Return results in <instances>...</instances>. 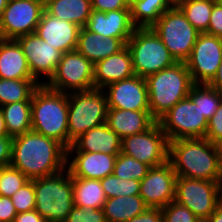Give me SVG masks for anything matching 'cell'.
<instances>
[{
    "label": "cell",
    "instance_id": "6da1fadb",
    "mask_svg": "<svg viewBox=\"0 0 222 222\" xmlns=\"http://www.w3.org/2000/svg\"><path fill=\"white\" fill-rule=\"evenodd\" d=\"M67 148L34 131L13 138L10 165L29 180L56 174L66 168Z\"/></svg>",
    "mask_w": 222,
    "mask_h": 222
},
{
    "label": "cell",
    "instance_id": "7a4b0ae2",
    "mask_svg": "<svg viewBox=\"0 0 222 222\" xmlns=\"http://www.w3.org/2000/svg\"><path fill=\"white\" fill-rule=\"evenodd\" d=\"M168 161L179 177L219 182L222 175L220 146L206 138L169 141Z\"/></svg>",
    "mask_w": 222,
    "mask_h": 222
},
{
    "label": "cell",
    "instance_id": "3957f363",
    "mask_svg": "<svg viewBox=\"0 0 222 222\" xmlns=\"http://www.w3.org/2000/svg\"><path fill=\"white\" fill-rule=\"evenodd\" d=\"M32 131L69 148L68 94L39 85L31 97Z\"/></svg>",
    "mask_w": 222,
    "mask_h": 222
},
{
    "label": "cell",
    "instance_id": "277c9868",
    "mask_svg": "<svg viewBox=\"0 0 222 222\" xmlns=\"http://www.w3.org/2000/svg\"><path fill=\"white\" fill-rule=\"evenodd\" d=\"M145 79L150 113L156 121L180 100L187 98L194 85L186 63L183 62H177Z\"/></svg>",
    "mask_w": 222,
    "mask_h": 222
},
{
    "label": "cell",
    "instance_id": "5b68a950",
    "mask_svg": "<svg viewBox=\"0 0 222 222\" xmlns=\"http://www.w3.org/2000/svg\"><path fill=\"white\" fill-rule=\"evenodd\" d=\"M35 210L47 222H64L74 207L73 181L67 168L34 179Z\"/></svg>",
    "mask_w": 222,
    "mask_h": 222
},
{
    "label": "cell",
    "instance_id": "8992f818",
    "mask_svg": "<svg viewBox=\"0 0 222 222\" xmlns=\"http://www.w3.org/2000/svg\"><path fill=\"white\" fill-rule=\"evenodd\" d=\"M107 97L102 89L68 94L69 147L87 130L107 122Z\"/></svg>",
    "mask_w": 222,
    "mask_h": 222
},
{
    "label": "cell",
    "instance_id": "52a82bcc",
    "mask_svg": "<svg viewBox=\"0 0 222 222\" xmlns=\"http://www.w3.org/2000/svg\"><path fill=\"white\" fill-rule=\"evenodd\" d=\"M126 46L134 74L139 77L146 78L177 63L152 28H136Z\"/></svg>",
    "mask_w": 222,
    "mask_h": 222
},
{
    "label": "cell",
    "instance_id": "ba28073f",
    "mask_svg": "<svg viewBox=\"0 0 222 222\" xmlns=\"http://www.w3.org/2000/svg\"><path fill=\"white\" fill-rule=\"evenodd\" d=\"M151 28L176 62L183 63L189 58L200 33L177 5L167 10Z\"/></svg>",
    "mask_w": 222,
    "mask_h": 222
},
{
    "label": "cell",
    "instance_id": "9c48e42d",
    "mask_svg": "<svg viewBox=\"0 0 222 222\" xmlns=\"http://www.w3.org/2000/svg\"><path fill=\"white\" fill-rule=\"evenodd\" d=\"M157 122L169 141L206 137L208 120L189 96L176 103Z\"/></svg>",
    "mask_w": 222,
    "mask_h": 222
},
{
    "label": "cell",
    "instance_id": "30bf717a",
    "mask_svg": "<svg viewBox=\"0 0 222 222\" xmlns=\"http://www.w3.org/2000/svg\"><path fill=\"white\" fill-rule=\"evenodd\" d=\"M45 85L66 94L94 89V64L76 50L63 53Z\"/></svg>",
    "mask_w": 222,
    "mask_h": 222
},
{
    "label": "cell",
    "instance_id": "8fae6325",
    "mask_svg": "<svg viewBox=\"0 0 222 222\" xmlns=\"http://www.w3.org/2000/svg\"><path fill=\"white\" fill-rule=\"evenodd\" d=\"M174 201L197 218L208 219L220 206L218 182L177 176Z\"/></svg>",
    "mask_w": 222,
    "mask_h": 222
},
{
    "label": "cell",
    "instance_id": "7c38bea8",
    "mask_svg": "<svg viewBox=\"0 0 222 222\" xmlns=\"http://www.w3.org/2000/svg\"><path fill=\"white\" fill-rule=\"evenodd\" d=\"M121 153L149 167L159 166L168 161L169 140L156 122L143 133L123 138Z\"/></svg>",
    "mask_w": 222,
    "mask_h": 222
},
{
    "label": "cell",
    "instance_id": "4fadbf2b",
    "mask_svg": "<svg viewBox=\"0 0 222 222\" xmlns=\"http://www.w3.org/2000/svg\"><path fill=\"white\" fill-rule=\"evenodd\" d=\"M44 12L40 0H9L0 16L2 39H17L35 33Z\"/></svg>",
    "mask_w": 222,
    "mask_h": 222
},
{
    "label": "cell",
    "instance_id": "5bb4252c",
    "mask_svg": "<svg viewBox=\"0 0 222 222\" xmlns=\"http://www.w3.org/2000/svg\"><path fill=\"white\" fill-rule=\"evenodd\" d=\"M222 62V43L219 36L199 33L186 66L194 84H208Z\"/></svg>",
    "mask_w": 222,
    "mask_h": 222
},
{
    "label": "cell",
    "instance_id": "9a60e30c",
    "mask_svg": "<svg viewBox=\"0 0 222 222\" xmlns=\"http://www.w3.org/2000/svg\"><path fill=\"white\" fill-rule=\"evenodd\" d=\"M16 40L22 47L32 77L40 85H45L54 75L63 53L36 33L20 36Z\"/></svg>",
    "mask_w": 222,
    "mask_h": 222
},
{
    "label": "cell",
    "instance_id": "2e32d148",
    "mask_svg": "<svg viewBox=\"0 0 222 222\" xmlns=\"http://www.w3.org/2000/svg\"><path fill=\"white\" fill-rule=\"evenodd\" d=\"M177 175L169 161L150 167L140 181L139 195L150 208H163L175 200Z\"/></svg>",
    "mask_w": 222,
    "mask_h": 222
},
{
    "label": "cell",
    "instance_id": "e0dca14e",
    "mask_svg": "<svg viewBox=\"0 0 222 222\" xmlns=\"http://www.w3.org/2000/svg\"><path fill=\"white\" fill-rule=\"evenodd\" d=\"M107 97L108 108L131 111H150L148 87L144 77L134 75L102 89Z\"/></svg>",
    "mask_w": 222,
    "mask_h": 222
},
{
    "label": "cell",
    "instance_id": "ac0fdd59",
    "mask_svg": "<svg viewBox=\"0 0 222 222\" xmlns=\"http://www.w3.org/2000/svg\"><path fill=\"white\" fill-rule=\"evenodd\" d=\"M80 29L77 24L56 18L44 10L35 33L51 46L66 53L76 50Z\"/></svg>",
    "mask_w": 222,
    "mask_h": 222
},
{
    "label": "cell",
    "instance_id": "d6986e66",
    "mask_svg": "<svg viewBox=\"0 0 222 222\" xmlns=\"http://www.w3.org/2000/svg\"><path fill=\"white\" fill-rule=\"evenodd\" d=\"M85 28L105 38H119L125 44L136 29L131 20L130 9L112 10L108 12L92 10Z\"/></svg>",
    "mask_w": 222,
    "mask_h": 222
},
{
    "label": "cell",
    "instance_id": "ffe728a7",
    "mask_svg": "<svg viewBox=\"0 0 222 222\" xmlns=\"http://www.w3.org/2000/svg\"><path fill=\"white\" fill-rule=\"evenodd\" d=\"M116 157L101 152H67L66 168L71 177L100 180L113 173Z\"/></svg>",
    "mask_w": 222,
    "mask_h": 222
},
{
    "label": "cell",
    "instance_id": "44dd1931",
    "mask_svg": "<svg viewBox=\"0 0 222 222\" xmlns=\"http://www.w3.org/2000/svg\"><path fill=\"white\" fill-rule=\"evenodd\" d=\"M121 143L122 139L104 123L80 135L67 152H101L117 156L121 152Z\"/></svg>",
    "mask_w": 222,
    "mask_h": 222
},
{
    "label": "cell",
    "instance_id": "7402d4cb",
    "mask_svg": "<svg viewBox=\"0 0 222 222\" xmlns=\"http://www.w3.org/2000/svg\"><path fill=\"white\" fill-rule=\"evenodd\" d=\"M134 75L132 57L127 46L94 64V86L97 89Z\"/></svg>",
    "mask_w": 222,
    "mask_h": 222
},
{
    "label": "cell",
    "instance_id": "603a6c76",
    "mask_svg": "<svg viewBox=\"0 0 222 222\" xmlns=\"http://www.w3.org/2000/svg\"><path fill=\"white\" fill-rule=\"evenodd\" d=\"M157 121L150 111H131L108 108L107 124L121 139L143 133L150 129Z\"/></svg>",
    "mask_w": 222,
    "mask_h": 222
},
{
    "label": "cell",
    "instance_id": "cb8c5ba5",
    "mask_svg": "<svg viewBox=\"0 0 222 222\" xmlns=\"http://www.w3.org/2000/svg\"><path fill=\"white\" fill-rule=\"evenodd\" d=\"M126 44L119 38L107 37L92 33L81 27L77 40L76 51L93 64L122 50Z\"/></svg>",
    "mask_w": 222,
    "mask_h": 222
},
{
    "label": "cell",
    "instance_id": "d4e9b609",
    "mask_svg": "<svg viewBox=\"0 0 222 222\" xmlns=\"http://www.w3.org/2000/svg\"><path fill=\"white\" fill-rule=\"evenodd\" d=\"M0 78L34 79L22 47L15 39L0 38Z\"/></svg>",
    "mask_w": 222,
    "mask_h": 222
},
{
    "label": "cell",
    "instance_id": "484cf974",
    "mask_svg": "<svg viewBox=\"0 0 222 222\" xmlns=\"http://www.w3.org/2000/svg\"><path fill=\"white\" fill-rule=\"evenodd\" d=\"M148 206L140 195L108 198L103 206L106 222H126L143 213Z\"/></svg>",
    "mask_w": 222,
    "mask_h": 222
},
{
    "label": "cell",
    "instance_id": "4316f807",
    "mask_svg": "<svg viewBox=\"0 0 222 222\" xmlns=\"http://www.w3.org/2000/svg\"><path fill=\"white\" fill-rule=\"evenodd\" d=\"M44 10L59 19L85 27L92 11L91 0H53Z\"/></svg>",
    "mask_w": 222,
    "mask_h": 222
},
{
    "label": "cell",
    "instance_id": "83f0119b",
    "mask_svg": "<svg viewBox=\"0 0 222 222\" xmlns=\"http://www.w3.org/2000/svg\"><path fill=\"white\" fill-rule=\"evenodd\" d=\"M74 206L79 208L101 209L107 200L98 179L72 177Z\"/></svg>",
    "mask_w": 222,
    "mask_h": 222
},
{
    "label": "cell",
    "instance_id": "f1b7e54d",
    "mask_svg": "<svg viewBox=\"0 0 222 222\" xmlns=\"http://www.w3.org/2000/svg\"><path fill=\"white\" fill-rule=\"evenodd\" d=\"M174 4L170 0H139L130 6L136 28H151Z\"/></svg>",
    "mask_w": 222,
    "mask_h": 222
},
{
    "label": "cell",
    "instance_id": "f546056e",
    "mask_svg": "<svg viewBox=\"0 0 222 222\" xmlns=\"http://www.w3.org/2000/svg\"><path fill=\"white\" fill-rule=\"evenodd\" d=\"M8 136L14 138L31 131V101H21L0 106Z\"/></svg>",
    "mask_w": 222,
    "mask_h": 222
},
{
    "label": "cell",
    "instance_id": "4dcf8cb0",
    "mask_svg": "<svg viewBox=\"0 0 222 222\" xmlns=\"http://www.w3.org/2000/svg\"><path fill=\"white\" fill-rule=\"evenodd\" d=\"M40 84L35 79L0 78V106L21 101H31Z\"/></svg>",
    "mask_w": 222,
    "mask_h": 222
},
{
    "label": "cell",
    "instance_id": "1f68e13d",
    "mask_svg": "<svg viewBox=\"0 0 222 222\" xmlns=\"http://www.w3.org/2000/svg\"><path fill=\"white\" fill-rule=\"evenodd\" d=\"M215 3L216 0H179L176 5L197 31L205 33Z\"/></svg>",
    "mask_w": 222,
    "mask_h": 222
},
{
    "label": "cell",
    "instance_id": "d6a6232c",
    "mask_svg": "<svg viewBox=\"0 0 222 222\" xmlns=\"http://www.w3.org/2000/svg\"><path fill=\"white\" fill-rule=\"evenodd\" d=\"M189 97L200 107L205 118L210 120L218 109L222 93L208 84H194Z\"/></svg>",
    "mask_w": 222,
    "mask_h": 222
},
{
    "label": "cell",
    "instance_id": "836d02e7",
    "mask_svg": "<svg viewBox=\"0 0 222 222\" xmlns=\"http://www.w3.org/2000/svg\"><path fill=\"white\" fill-rule=\"evenodd\" d=\"M149 168L148 165L120 152L115 160L113 174L120 179L141 181Z\"/></svg>",
    "mask_w": 222,
    "mask_h": 222
},
{
    "label": "cell",
    "instance_id": "e575fe53",
    "mask_svg": "<svg viewBox=\"0 0 222 222\" xmlns=\"http://www.w3.org/2000/svg\"><path fill=\"white\" fill-rule=\"evenodd\" d=\"M100 182L107 199L118 196L139 195L140 181L138 180L120 179L112 173L100 179Z\"/></svg>",
    "mask_w": 222,
    "mask_h": 222
},
{
    "label": "cell",
    "instance_id": "d590c367",
    "mask_svg": "<svg viewBox=\"0 0 222 222\" xmlns=\"http://www.w3.org/2000/svg\"><path fill=\"white\" fill-rule=\"evenodd\" d=\"M28 181L17 168L11 165L1 167L0 195L11 197Z\"/></svg>",
    "mask_w": 222,
    "mask_h": 222
},
{
    "label": "cell",
    "instance_id": "8d00e7d4",
    "mask_svg": "<svg viewBox=\"0 0 222 222\" xmlns=\"http://www.w3.org/2000/svg\"><path fill=\"white\" fill-rule=\"evenodd\" d=\"M17 213L35 210L34 179L26 182L13 196H11Z\"/></svg>",
    "mask_w": 222,
    "mask_h": 222
},
{
    "label": "cell",
    "instance_id": "74e56055",
    "mask_svg": "<svg viewBox=\"0 0 222 222\" xmlns=\"http://www.w3.org/2000/svg\"><path fill=\"white\" fill-rule=\"evenodd\" d=\"M161 211L162 222H197L199 220L188 208L176 201L161 208Z\"/></svg>",
    "mask_w": 222,
    "mask_h": 222
},
{
    "label": "cell",
    "instance_id": "f35d334b",
    "mask_svg": "<svg viewBox=\"0 0 222 222\" xmlns=\"http://www.w3.org/2000/svg\"><path fill=\"white\" fill-rule=\"evenodd\" d=\"M64 222H106L103 208H79L74 206Z\"/></svg>",
    "mask_w": 222,
    "mask_h": 222
},
{
    "label": "cell",
    "instance_id": "ab89813d",
    "mask_svg": "<svg viewBox=\"0 0 222 222\" xmlns=\"http://www.w3.org/2000/svg\"><path fill=\"white\" fill-rule=\"evenodd\" d=\"M205 138L216 145L222 143V99L216 113L210 120H208Z\"/></svg>",
    "mask_w": 222,
    "mask_h": 222
},
{
    "label": "cell",
    "instance_id": "60d3db41",
    "mask_svg": "<svg viewBox=\"0 0 222 222\" xmlns=\"http://www.w3.org/2000/svg\"><path fill=\"white\" fill-rule=\"evenodd\" d=\"M92 10L108 12L112 10L130 9L126 0H91Z\"/></svg>",
    "mask_w": 222,
    "mask_h": 222
},
{
    "label": "cell",
    "instance_id": "b9f144b4",
    "mask_svg": "<svg viewBox=\"0 0 222 222\" xmlns=\"http://www.w3.org/2000/svg\"><path fill=\"white\" fill-rule=\"evenodd\" d=\"M205 33L215 36H220L222 34V6L218 3L213 5L208 30Z\"/></svg>",
    "mask_w": 222,
    "mask_h": 222
},
{
    "label": "cell",
    "instance_id": "7bdbcfd3",
    "mask_svg": "<svg viewBox=\"0 0 222 222\" xmlns=\"http://www.w3.org/2000/svg\"><path fill=\"white\" fill-rule=\"evenodd\" d=\"M16 215L11 197L0 195V222H14Z\"/></svg>",
    "mask_w": 222,
    "mask_h": 222
},
{
    "label": "cell",
    "instance_id": "ee69618b",
    "mask_svg": "<svg viewBox=\"0 0 222 222\" xmlns=\"http://www.w3.org/2000/svg\"><path fill=\"white\" fill-rule=\"evenodd\" d=\"M13 138L0 136V167L8 166L12 159Z\"/></svg>",
    "mask_w": 222,
    "mask_h": 222
},
{
    "label": "cell",
    "instance_id": "f6af8a7d",
    "mask_svg": "<svg viewBox=\"0 0 222 222\" xmlns=\"http://www.w3.org/2000/svg\"><path fill=\"white\" fill-rule=\"evenodd\" d=\"M126 222H162L161 208L148 207L143 213Z\"/></svg>",
    "mask_w": 222,
    "mask_h": 222
},
{
    "label": "cell",
    "instance_id": "bcb514c9",
    "mask_svg": "<svg viewBox=\"0 0 222 222\" xmlns=\"http://www.w3.org/2000/svg\"><path fill=\"white\" fill-rule=\"evenodd\" d=\"M14 222H47L36 210L17 213Z\"/></svg>",
    "mask_w": 222,
    "mask_h": 222
},
{
    "label": "cell",
    "instance_id": "7dc6e473",
    "mask_svg": "<svg viewBox=\"0 0 222 222\" xmlns=\"http://www.w3.org/2000/svg\"><path fill=\"white\" fill-rule=\"evenodd\" d=\"M208 85L222 93V62L217 69L216 75L208 83Z\"/></svg>",
    "mask_w": 222,
    "mask_h": 222
},
{
    "label": "cell",
    "instance_id": "c3c4849f",
    "mask_svg": "<svg viewBox=\"0 0 222 222\" xmlns=\"http://www.w3.org/2000/svg\"><path fill=\"white\" fill-rule=\"evenodd\" d=\"M209 222H222V206L220 205L208 218Z\"/></svg>",
    "mask_w": 222,
    "mask_h": 222
},
{
    "label": "cell",
    "instance_id": "681fc988",
    "mask_svg": "<svg viewBox=\"0 0 222 222\" xmlns=\"http://www.w3.org/2000/svg\"><path fill=\"white\" fill-rule=\"evenodd\" d=\"M0 136H8L5 120L1 110H0Z\"/></svg>",
    "mask_w": 222,
    "mask_h": 222
},
{
    "label": "cell",
    "instance_id": "f907efd6",
    "mask_svg": "<svg viewBox=\"0 0 222 222\" xmlns=\"http://www.w3.org/2000/svg\"><path fill=\"white\" fill-rule=\"evenodd\" d=\"M218 186H219V201L220 205L222 206V175L220 176Z\"/></svg>",
    "mask_w": 222,
    "mask_h": 222
},
{
    "label": "cell",
    "instance_id": "816d5d0a",
    "mask_svg": "<svg viewBox=\"0 0 222 222\" xmlns=\"http://www.w3.org/2000/svg\"><path fill=\"white\" fill-rule=\"evenodd\" d=\"M9 0H0V16L2 12L4 11L6 5L8 4Z\"/></svg>",
    "mask_w": 222,
    "mask_h": 222
},
{
    "label": "cell",
    "instance_id": "f5cc1de1",
    "mask_svg": "<svg viewBox=\"0 0 222 222\" xmlns=\"http://www.w3.org/2000/svg\"><path fill=\"white\" fill-rule=\"evenodd\" d=\"M136 1H139V0H126L128 6L130 7L132 4H134Z\"/></svg>",
    "mask_w": 222,
    "mask_h": 222
},
{
    "label": "cell",
    "instance_id": "db71d44e",
    "mask_svg": "<svg viewBox=\"0 0 222 222\" xmlns=\"http://www.w3.org/2000/svg\"><path fill=\"white\" fill-rule=\"evenodd\" d=\"M42 3H43V5L45 6L47 3H49V2H51V1H53V0H40Z\"/></svg>",
    "mask_w": 222,
    "mask_h": 222
},
{
    "label": "cell",
    "instance_id": "11a10c76",
    "mask_svg": "<svg viewBox=\"0 0 222 222\" xmlns=\"http://www.w3.org/2000/svg\"><path fill=\"white\" fill-rule=\"evenodd\" d=\"M197 222H209L208 219H199Z\"/></svg>",
    "mask_w": 222,
    "mask_h": 222
},
{
    "label": "cell",
    "instance_id": "9f6ffc18",
    "mask_svg": "<svg viewBox=\"0 0 222 222\" xmlns=\"http://www.w3.org/2000/svg\"><path fill=\"white\" fill-rule=\"evenodd\" d=\"M174 5L178 3L179 0H170Z\"/></svg>",
    "mask_w": 222,
    "mask_h": 222
},
{
    "label": "cell",
    "instance_id": "6f0895ef",
    "mask_svg": "<svg viewBox=\"0 0 222 222\" xmlns=\"http://www.w3.org/2000/svg\"><path fill=\"white\" fill-rule=\"evenodd\" d=\"M216 3H218L220 6H222V0H216Z\"/></svg>",
    "mask_w": 222,
    "mask_h": 222
},
{
    "label": "cell",
    "instance_id": "680465c9",
    "mask_svg": "<svg viewBox=\"0 0 222 222\" xmlns=\"http://www.w3.org/2000/svg\"><path fill=\"white\" fill-rule=\"evenodd\" d=\"M220 42L222 43V34L219 36Z\"/></svg>",
    "mask_w": 222,
    "mask_h": 222
},
{
    "label": "cell",
    "instance_id": "91938a15",
    "mask_svg": "<svg viewBox=\"0 0 222 222\" xmlns=\"http://www.w3.org/2000/svg\"><path fill=\"white\" fill-rule=\"evenodd\" d=\"M219 146H220V150H221V154H222V143Z\"/></svg>",
    "mask_w": 222,
    "mask_h": 222
}]
</instances>
